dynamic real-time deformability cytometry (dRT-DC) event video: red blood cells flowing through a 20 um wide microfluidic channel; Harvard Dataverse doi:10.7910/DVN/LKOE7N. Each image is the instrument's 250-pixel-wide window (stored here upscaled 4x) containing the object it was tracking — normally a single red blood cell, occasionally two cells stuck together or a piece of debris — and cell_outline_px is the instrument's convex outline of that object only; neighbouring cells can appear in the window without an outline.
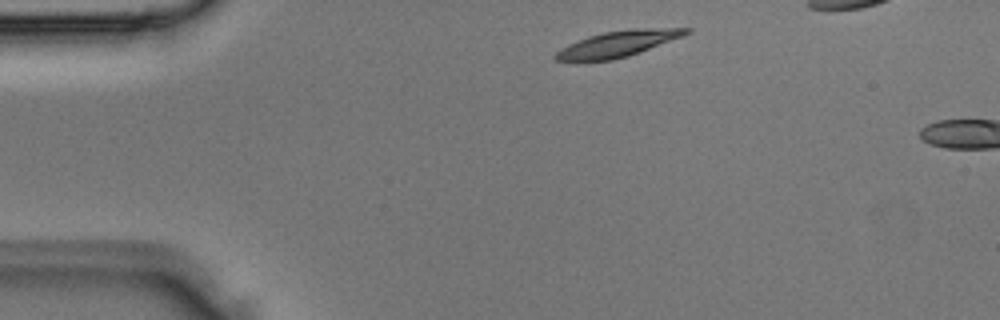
{"species": "Egyptian fruit bat (a non-hibernating species)", "species_latin": "Rousettus aegyptiacus", "temperature_condition": "room temperature", "stored_images_in_passage": 2, "camera_frame_rate_fps": 3000, "um_per_image_px": 0.085, "animal": {"sex": "male"}, "frame": {"image": 1, "passage_image": 1, "time_ms": 0.0, "image_size_px": [1000, 320], "cell_outline_px": [[692, 32], [684, 36], [628, 56], [612, 60], [556, 60], [552, 56], [560, 48], [568, 44], [588, 36], [604, 32], [632, 28], [692, 28]], "centroid_in_image_um": [52.55, 3.7], "position_along_channel_um": 32.4, "area_um2": 19.65}}